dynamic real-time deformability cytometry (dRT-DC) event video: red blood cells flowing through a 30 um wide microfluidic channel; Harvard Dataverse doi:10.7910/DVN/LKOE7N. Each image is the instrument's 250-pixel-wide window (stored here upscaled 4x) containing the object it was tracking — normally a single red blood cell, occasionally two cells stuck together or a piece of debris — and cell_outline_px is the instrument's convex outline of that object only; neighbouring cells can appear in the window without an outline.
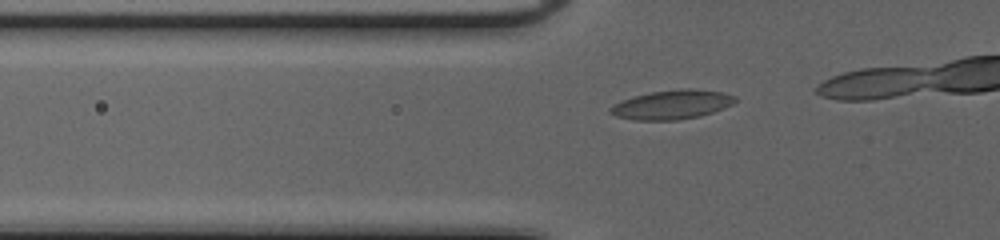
{"species": "common noctule bat (a hibernating species)", "species_latin": "Nyctalus noctula", "temperature_condition": "cold", "stored_images_in_passage": 17, "camera_frame_rate_fps": 3000, "um_per_image_px": 0.085, "animal": {"sex": "female", "body_mass_g": 20.0, "forearm_length_mm": 54.0}, "frame": {"image": 1, "passage_image": 12, "time_ms": 3.667, "image_size_px": [1000, 240], "cell_outline_px": [[736, 100], [732, 104], [724, 108], [700, 116], [676, 120], [632, 120], [616, 116], [608, 112], [608, 108], [624, 100], [636, 96], [652, 92], [680, 88], [688, 88], [724, 92], [736, 96]], "centroid_in_image_um": [57.14, 8.89], "position_along_channel_um": 68.7, "area_um2": 21.1}}